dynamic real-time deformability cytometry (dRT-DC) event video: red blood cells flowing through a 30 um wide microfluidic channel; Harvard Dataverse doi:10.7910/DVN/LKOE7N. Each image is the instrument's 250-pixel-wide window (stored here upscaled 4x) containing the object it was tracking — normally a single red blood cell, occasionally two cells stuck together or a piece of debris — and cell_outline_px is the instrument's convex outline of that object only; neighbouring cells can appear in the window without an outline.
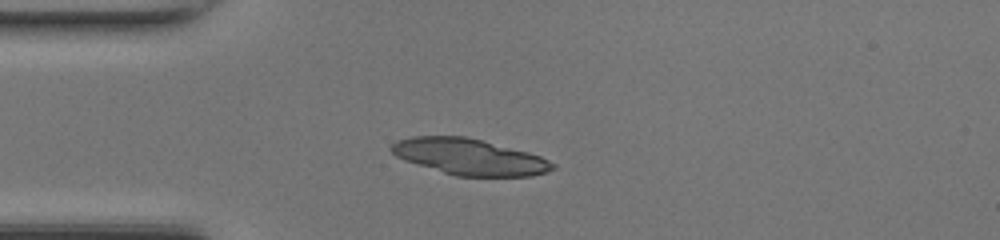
{"species": "common noctule bat (a hibernating species)", "species_latin": "Nyctalus noctula", "temperature_condition": "room temperature", "stored_images_in_passage": 36, "camera_frame_rate_fps": 3000, "um_per_image_px": 0.085, "animal": {"sex": "female", "body_mass_g": 17.0, "forearm_length_mm": 48.0}, "frame": {"image": 1, "passage_image": 1, "time_ms": 0.0, "image_size_px": [1000, 240], "cell_outline_px": [[556, 168], [532, 176], [456, 176], [404, 160], [396, 156], [388, 148], [396, 140], [412, 136], [464, 136], [528, 152], [540, 156], [556, 164]], "centroid_in_image_um": [39.87, 13.33], "position_along_channel_um": 45.1, "area_um2": 33.7}}